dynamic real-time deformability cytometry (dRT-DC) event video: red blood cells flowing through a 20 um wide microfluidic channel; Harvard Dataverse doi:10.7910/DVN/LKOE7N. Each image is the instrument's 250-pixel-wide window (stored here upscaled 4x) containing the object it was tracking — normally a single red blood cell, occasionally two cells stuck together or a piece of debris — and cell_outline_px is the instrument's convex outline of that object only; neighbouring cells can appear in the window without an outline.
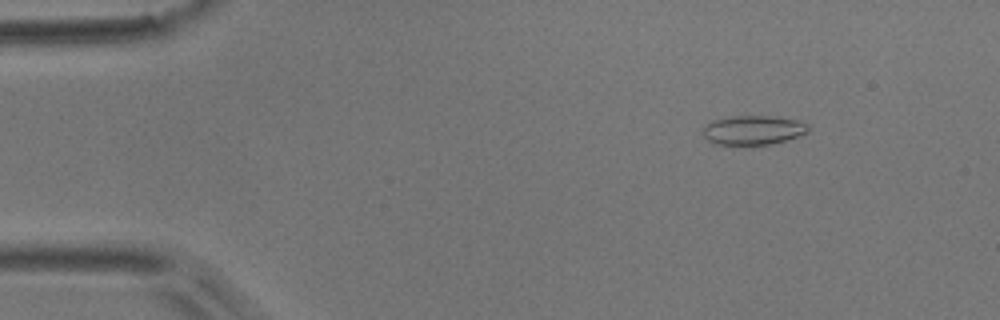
{"species": "common noctule bat (a hibernating species)", "species_latin": "Nyctalus noctula", "temperature_condition": "room temperature", "stored_images_in_passage": 5, "camera_frame_rate_fps": 3000, "um_per_image_px": 0.085, "animal": {"sex": "male", "body_mass_g": 17.9}, "frame": {"image": 1, "passage_image": 1, "time_ms": 0.0, "image_size_px": [1000, 320], "cell_outline_px": [[808, 132], [784, 140], [768, 144], [716, 144], [708, 140], [704, 136], [704, 128], [712, 120], [732, 116], [768, 116], [796, 120], [808, 124]], "centroid_in_image_um": [64.0, 11.05], "position_along_channel_um": 21.0, "area_um2": 17.46}}
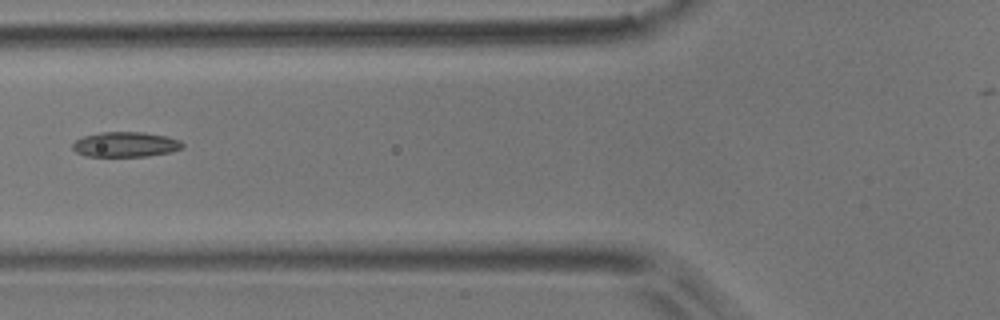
{"frame": {"image": 2, "passage_image": 5, "time_ms": 4.667, "image_size_px": [1000, 320], "cell_outline_px": [[184, 148], [172, 152], [148, 156], [84, 156], [76, 152], [72, 148], [72, 144], [76, 140], [84, 136], [100, 132], [144, 132], [168, 136], [180, 140], [184, 144]], "centroid_in_image_um": [10.71, 12.28], "position_along_channel_um": 115.1, "area_um2": 16.24}}